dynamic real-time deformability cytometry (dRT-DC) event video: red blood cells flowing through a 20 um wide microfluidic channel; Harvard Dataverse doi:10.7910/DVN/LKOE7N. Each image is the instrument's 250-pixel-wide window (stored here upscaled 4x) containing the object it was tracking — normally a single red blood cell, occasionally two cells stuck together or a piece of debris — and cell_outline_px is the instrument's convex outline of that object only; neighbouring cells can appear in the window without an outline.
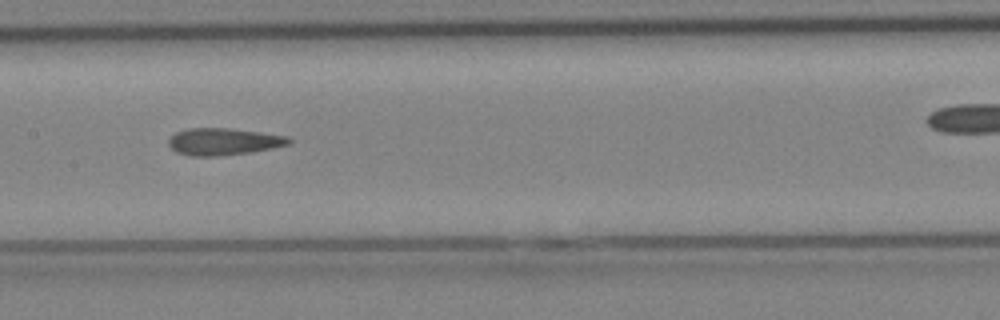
{"species": "Egyptian fruit bat (a non-hibernating species)", "species_latin": "Rousettus aegyptiacus", "temperature_condition": "cold", "stored_images_in_passage": 27, "camera_frame_rate_fps": 3000, "um_per_image_px": 0.085, "animal": {"sex": "female"}, "frame": {"image": 1, "passage_image": 16, "time_ms": 5.0, "image_size_px": [1000, 320], "cell_outline_px": [[292, 140], [288, 144], [272, 148], [252, 152], [220, 156], [192, 156], [176, 152], [168, 144], [168, 140], [176, 132], [188, 128], [228, 128], [260, 132], [288, 136]], "centroid_in_image_um": [18.99, 12.04], "position_along_channel_um": 188.4, "area_um2": 18.9}}